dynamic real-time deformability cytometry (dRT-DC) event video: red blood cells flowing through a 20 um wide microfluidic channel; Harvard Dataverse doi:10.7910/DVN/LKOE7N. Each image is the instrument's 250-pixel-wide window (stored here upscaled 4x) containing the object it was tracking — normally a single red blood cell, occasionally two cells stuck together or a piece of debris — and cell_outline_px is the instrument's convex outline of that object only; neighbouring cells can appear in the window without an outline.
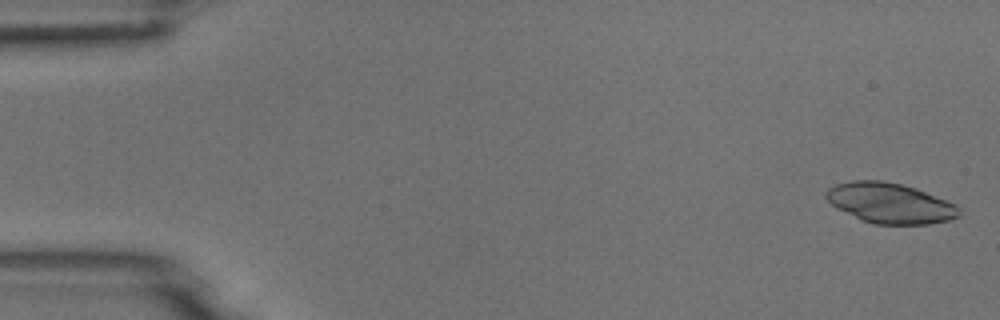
{"species": "common noctule bat (a hibernating species)", "species_latin": "Nyctalus noctula", "temperature_condition": "room temperature", "stored_images_in_passage": 5, "camera_frame_rate_fps": 3000, "um_per_image_px": 0.085, "animal": {"sex": "male", "body_mass_g": 18.8}, "frame": {"image": 1, "passage_image": 1, "time_ms": 0.0, "image_size_px": [1000, 320], "cell_outline_px": [[960, 216], [948, 220], [928, 224], [876, 224], [860, 220], [836, 208], [824, 196], [824, 192], [828, 188], [836, 184], [852, 180], [880, 180], [900, 184], [916, 188], [956, 204], [960, 208]], "centroid_in_image_um": [75.63, 17.26], "position_along_channel_um": 9.4, "area_um2": 31.33}}
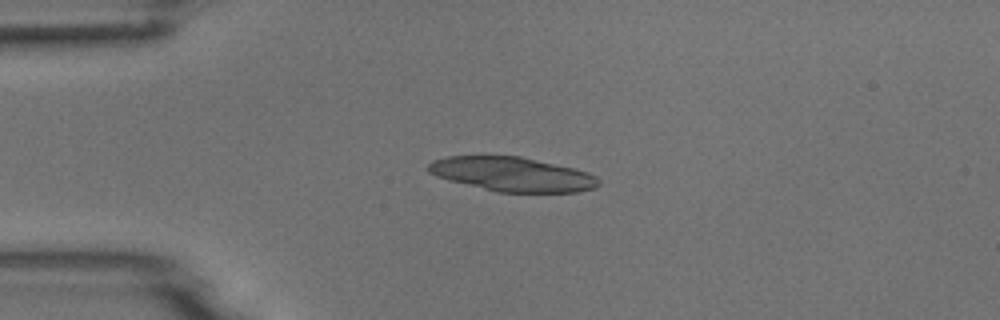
{"frame": {"image": 2, "passage_image": 4, "time_ms": 3.667, "image_size_px": [1000, 320], "cell_outline_px": [[600, 184], [596, 188], [576, 192], [500, 192], [448, 180], [436, 176], [428, 172], [428, 164], [432, 160], [448, 156], [520, 156], [572, 168], [588, 172], [596, 176], [600, 180]], "centroid_in_image_um": [43.55, 14.81], "position_along_channel_um": 41.4, "area_um2": 33.81}}